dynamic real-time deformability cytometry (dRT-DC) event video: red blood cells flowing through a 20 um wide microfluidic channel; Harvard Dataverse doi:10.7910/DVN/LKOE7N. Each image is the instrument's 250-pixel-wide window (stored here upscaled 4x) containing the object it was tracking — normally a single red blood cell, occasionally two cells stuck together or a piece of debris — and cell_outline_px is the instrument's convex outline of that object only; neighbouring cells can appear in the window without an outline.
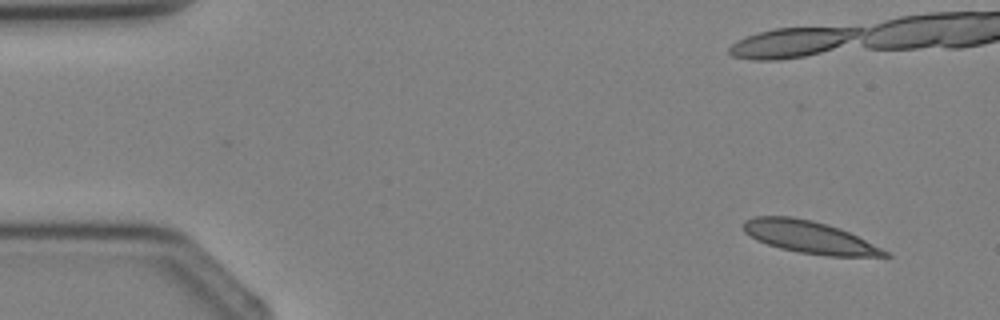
{"species": "Egyptian fruit bat (a non-hibernating species)", "species_latin": "Rousettus aegyptiacus", "temperature_condition": "cold", "stored_images_in_passage": 4, "camera_frame_rate_fps": 3000, "um_per_image_px": 0.085, "animal": {"sex": "female"}, "frame": {"image": 1, "passage_image": 1, "time_ms": 0.0, "image_size_px": [1000, 320], "cell_outline_px": [[892, 256], [828, 256], [800, 252], [780, 248], [756, 240], [744, 232], [744, 220], [756, 216], [792, 216], [812, 220], [828, 224], [840, 228], [888, 252]], "centroid_in_image_um": [68.75, 20.14], "position_along_channel_um": 16.3, "area_um2": 26.24}}